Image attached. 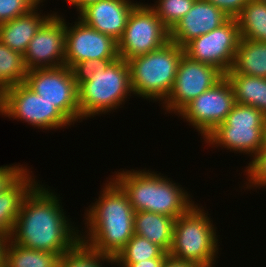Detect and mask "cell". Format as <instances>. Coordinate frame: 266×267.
<instances>
[{
  "label": "cell",
  "mask_w": 266,
  "mask_h": 267,
  "mask_svg": "<svg viewBox=\"0 0 266 267\" xmlns=\"http://www.w3.org/2000/svg\"><path fill=\"white\" fill-rule=\"evenodd\" d=\"M198 205L195 204L187 213L175 219L168 254L176 260L191 262L199 267H215L219 258V235H216L217 228L211 223L208 211L205 213L204 207Z\"/></svg>",
  "instance_id": "obj_5"
},
{
  "label": "cell",
  "mask_w": 266,
  "mask_h": 267,
  "mask_svg": "<svg viewBox=\"0 0 266 267\" xmlns=\"http://www.w3.org/2000/svg\"><path fill=\"white\" fill-rule=\"evenodd\" d=\"M40 5L41 3L23 16L0 24V41L11 50L24 55L37 30L52 15L51 12L42 14Z\"/></svg>",
  "instance_id": "obj_18"
},
{
  "label": "cell",
  "mask_w": 266,
  "mask_h": 267,
  "mask_svg": "<svg viewBox=\"0 0 266 267\" xmlns=\"http://www.w3.org/2000/svg\"><path fill=\"white\" fill-rule=\"evenodd\" d=\"M49 189L39 183L28 193L9 239L28 249L63 256L81 241L82 231L65 215L61 197Z\"/></svg>",
  "instance_id": "obj_1"
},
{
  "label": "cell",
  "mask_w": 266,
  "mask_h": 267,
  "mask_svg": "<svg viewBox=\"0 0 266 267\" xmlns=\"http://www.w3.org/2000/svg\"><path fill=\"white\" fill-rule=\"evenodd\" d=\"M264 117L265 114L253 106L235 103L225 121L204 139L205 144L252 155L253 159L262 149Z\"/></svg>",
  "instance_id": "obj_7"
},
{
  "label": "cell",
  "mask_w": 266,
  "mask_h": 267,
  "mask_svg": "<svg viewBox=\"0 0 266 267\" xmlns=\"http://www.w3.org/2000/svg\"><path fill=\"white\" fill-rule=\"evenodd\" d=\"M245 168L246 179L249 182L246 181L247 187L244 188L266 187V150H261Z\"/></svg>",
  "instance_id": "obj_29"
},
{
  "label": "cell",
  "mask_w": 266,
  "mask_h": 267,
  "mask_svg": "<svg viewBox=\"0 0 266 267\" xmlns=\"http://www.w3.org/2000/svg\"><path fill=\"white\" fill-rule=\"evenodd\" d=\"M8 241V237L0 235V267H5V249Z\"/></svg>",
  "instance_id": "obj_38"
},
{
  "label": "cell",
  "mask_w": 266,
  "mask_h": 267,
  "mask_svg": "<svg viewBox=\"0 0 266 267\" xmlns=\"http://www.w3.org/2000/svg\"><path fill=\"white\" fill-rule=\"evenodd\" d=\"M232 86L235 102L258 109L259 77L244 74L224 75Z\"/></svg>",
  "instance_id": "obj_27"
},
{
  "label": "cell",
  "mask_w": 266,
  "mask_h": 267,
  "mask_svg": "<svg viewBox=\"0 0 266 267\" xmlns=\"http://www.w3.org/2000/svg\"><path fill=\"white\" fill-rule=\"evenodd\" d=\"M60 254L28 249L10 239L5 249V267H58Z\"/></svg>",
  "instance_id": "obj_22"
},
{
  "label": "cell",
  "mask_w": 266,
  "mask_h": 267,
  "mask_svg": "<svg viewBox=\"0 0 266 267\" xmlns=\"http://www.w3.org/2000/svg\"><path fill=\"white\" fill-rule=\"evenodd\" d=\"M224 74L215 66L181 57L173 87L161 103L168 113L177 114L191 100L218 83ZM165 107V108H164Z\"/></svg>",
  "instance_id": "obj_13"
},
{
  "label": "cell",
  "mask_w": 266,
  "mask_h": 267,
  "mask_svg": "<svg viewBox=\"0 0 266 267\" xmlns=\"http://www.w3.org/2000/svg\"><path fill=\"white\" fill-rule=\"evenodd\" d=\"M38 4V0H0V24L27 14Z\"/></svg>",
  "instance_id": "obj_30"
},
{
  "label": "cell",
  "mask_w": 266,
  "mask_h": 267,
  "mask_svg": "<svg viewBox=\"0 0 266 267\" xmlns=\"http://www.w3.org/2000/svg\"><path fill=\"white\" fill-rule=\"evenodd\" d=\"M4 117L24 121L38 129L66 128L72 122L54 105L31 90L25 83L4 90Z\"/></svg>",
  "instance_id": "obj_9"
},
{
  "label": "cell",
  "mask_w": 266,
  "mask_h": 267,
  "mask_svg": "<svg viewBox=\"0 0 266 267\" xmlns=\"http://www.w3.org/2000/svg\"><path fill=\"white\" fill-rule=\"evenodd\" d=\"M226 74L266 78V42L241 38L233 66Z\"/></svg>",
  "instance_id": "obj_21"
},
{
  "label": "cell",
  "mask_w": 266,
  "mask_h": 267,
  "mask_svg": "<svg viewBox=\"0 0 266 267\" xmlns=\"http://www.w3.org/2000/svg\"><path fill=\"white\" fill-rule=\"evenodd\" d=\"M169 254L166 252L161 258H152L140 261L138 263H114V266L121 267H163Z\"/></svg>",
  "instance_id": "obj_34"
},
{
  "label": "cell",
  "mask_w": 266,
  "mask_h": 267,
  "mask_svg": "<svg viewBox=\"0 0 266 267\" xmlns=\"http://www.w3.org/2000/svg\"><path fill=\"white\" fill-rule=\"evenodd\" d=\"M44 1H45V0H38L39 3H42V2H44Z\"/></svg>",
  "instance_id": "obj_41"
},
{
  "label": "cell",
  "mask_w": 266,
  "mask_h": 267,
  "mask_svg": "<svg viewBox=\"0 0 266 267\" xmlns=\"http://www.w3.org/2000/svg\"><path fill=\"white\" fill-rule=\"evenodd\" d=\"M240 39L236 18H229L216 29L189 41L183 47L184 53L192 60L215 66L225 75L233 66Z\"/></svg>",
  "instance_id": "obj_12"
},
{
  "label": "cell",
  "mask_w": 266,
  "mask_h": 267,
  "mask_svg": "<svg viewBox=\"0 0 266 267\" xmlns=\"http://www.w3.org/2000/svg\"><path fill=\"white\" fill-rule=\"evenodd\" d=\"M112 177L127 195L135 212L149 211L177 219L195 205L190 193L180 187L182 185L161 173L144 169H123Z\"/></svg>",
  "instance_id": "obj_3"
},
{
  "label": "cell",
  "mask_w": 266,
  "mask_h": 267,
  "mask_svg": "<svg viewBox=\"0 0 266 267\" xmlns=\"http://www.w3.org/2000/svg\"><path fill=\"white\" fill-rule=\"evenodd\" d=\"M258 110L266 115V78L259 77Z\"/></svg>",
  "instance_id": "obj_35"
},
{
  "label": "cell",
  "mask_w": 266,
  "mask_h": 267,
  "mask_svg": "<svg viewBox=\"0 0 266 267\" xmlns=\"http://www.w3.org/2000/svg\"><path fill=\"white\" fill-rule=\"evenodd\" d=\"M163 267H199V266L191 262L176 260L168 256L163 264Z\"/></svg>",
  "instance_id": "obj_36"
},
{
  "label": "cell",
  "mask_w": 266,
  "mask_h": 267,
  "mask_svg": "<svg viewBox=\"0 0 266 267\" xmlns=\"http://www.w3.org/2000/svg\"><path fill=\"white\" fill-rule=\"evenodd\" d=\"M76 20L74 25L69 23L72 26L65 21V66L71 69L86 60L114 61L119 57L117 41Z\"/></svg>",
  "instance_id": "obj_14"
},
{
  "label": "cell",
  "mask_w": 266,
  "mask_h": 267,
  "mask_svg": "<svg viewBox=\"0 0 266 267\" xmlns=\"http://www.w3.org/2000/svg\"><path fill=\"white\" fill-rule=\"evenodd\" d=\"M28 169L26 166H0V194L9 189Z\"/></svg>",
  "instance_id": "obj_32"
},
{
  "label": "cell",
  "mask_w": 266,
  "mask_h": 267,
  "mask_svg": "<svg viewBox=\"0 0 266 267\" xmlns=\"http://www.w3.org/2000/svg\"><path fill=\"white\" fill-rule=\"evenodd\" d=\"M229 18L206 0H195L190 11L169 31L170 41L184 47L192 39L209 33Z\"/></svg>",
  "instance_id": "obj_16"
},
{
  "label": "cell",
  "mask_w": 266,
  "mask_h": 267,
  "mask_svg": "<svg viewBox=\"0 0 266 267\" xmlns=\"http://www.w3.org/2000/svg\"><path fill=\"white\" fill-rule=\"evenodd\" d=\"M109 180L98 199L86 209L87 230L80 233V239L99 254L114 259L134 235L135 211L123 190Z\"/></svg>",
  "instance_id": "obj_2"
},
{
  "label": "cell",
  "mask_w": 266,
  "mask_h": 267,
  "mask_svg": "<svg viewBox=\"0 0 266 267\" xmlns=\"http://www.w3.org/2000/svg\"><path fill=\"white\" fill-rule=\"evenodd\" d=\"M27 72L23 55L0 41V87L5 90L10 86L25 83Z\"/></svg>",
  "instance_id": "obj_24"
},
{
  "label": "cell",
  "mask_w": 266,
  "mask_h": 267,
  "mask_svg": "<svg viewBox=\"0 0 266 267\" xmlns=\"http://www.w3.org/2000/svg\"><path fill=\"white\" fill-rule=\"evenodd\" d=\"M4 112V90L0 87V115Z\"/></svg>",
  "instance_id": "obj_40"
},
{
  "label": "cell",
  "mask_w": 266,
  "mask_h": 267,
  "mask_svg": "<svg viewBox=\"0 0 266 267\" xmlns=\"http://www.w3.org/2000/svg\"><path fill=\"white\" fill-rule=\"evenodd\" d=\"M57 13L53 11L29 42L23 55L28 71L65 65V19Z\"/></svg>",
  "instance_id": "obj_15"
},
{
  "label": "cell",
  "mask_w": 266,
  "mask_h": 267,
  "mask_svg": "<svg viewBox=\"0 0 266 267\" xmlns=\"http://www.w3.org/2000/svg\"><path fill=\"white\" fill-rule=\"evenodd\" d=\"M235 97L231 84L224 76L212 88L191 100L176 115L184 118L195 128L203 140L232 111Z\"/></svg>",
  "instance_id": "obj_11"
},
{
  "label": "cell",
  "mask_w": 266,
  "mask_h": 267,
  "mask_svg": "<svg viewBox=\"0 0 266 267\" xmlns=\"http://www.w3.org/2000/svg\"><path fill=\"white\" fill-rule=\"evenodd\" d=\"M184 54L183 47L169 41L155 51L129 59L134 96L163 103L173 87Z\"/></svg>",
  "instance_id": "obj_4"
},
{
  "label": "cell",
  "mask_w": 266,
  "mask_h": 267,
  "mask_svg": "<svg viewBox=\"0 0 266 267\" xmlns=\"http://www.w3.org/2000/svg\"><path fill=\"white\" fill-rule=\"evenodd\" d=\"M134 95L128 62L118 57L78 86L80 122L116 110ZM107 112V113H106Z\"/></svg>",
  "instance_id": "obj_6"
},
{
  "label": "cell",
  "mask_w": 266,
  "mask_h": 267,
  "mask_svg": "<svg viewBox=\"0 0 266 267\" xmlns=\"http://www.w3.org/2000/svg\"><path fill=\"white\" fill-rule=\"evenodd\" d=\"M262 133H263V145L261 150H266V115L264 117L263 127H262Z\"/></svg>",
  "instance_id": "obj_39"
},
{
  "label": "cell",
  "mask_w": 266,
  "mask_h": 267,
  "mask_svg": "<svg viewBox=\"0 0 266 267\" xmlns=\"http://www.w3.org/2000/svg\"><path fill=\"white\" fill-rule=\"evenodd\" d=\"M236 20L241 38L266 42V3L250 0Z\"/></svg>",
  "instance_id": "obj_23"
},
{
  "label": "cell",
  "mask_w": 266,
  "mask_h": 267,
  "mask_svg": "<svg viewBox=\"0 0 266 267\" xmlns=\"http://www.w3.org/2000/svg\"><path fill=\"white\" fill-rule=\"evenodd\" d=\"M195 0H157L150 7L170 31L191 9Z\"/></svg>",
  "instance_id": "obj_28"
},
{
  "label": "cell",
  "mask_w": 266,
  "mask_h": 267,
  "mask_svg": "<svg viewBox=\"0 0 266 267\" xmlns=\"http://www.w3.org/2000/svg\"><path fill=\"white\" fill-rule=\"evenodd\" d=\"M112 61L105 60H86L83 62L76 63L72 68L75 82L77 86L81 83L91 80L94 73L97 71H102L106 66Z\"/></svg>",
  "instance_id": "obj_31"
},
{
  "label": "cell",
  "mask_w": 266,
  "mask_h": 267,
  "mask_svg": "<svg viewBox=\"0 0 266 267\" xmlns=\"http://www.w3.org/2000/svg\"><path fill=\"white\" fill-rule=\"evenodd\" d=\"M29 169L6 191L0 194V235L10 238L23 200L38 184Z\"/></svg>",
  "instance_id": "obj_19"
},
{
  "label": "cell",
  "mask_w": 266,
  "mask_h": 267,
  "mask_svg": "<svg viewBox=\"0 0 266 267\" xmlns=\"http://www.w3.org/2000/svg\"><path fill=\"white\" fill-rule=\"evenodd\" d=\"M65 1H67L68 4L71 3V5L77 9L76 11H78L79 14L87 6L102 0H65Z\"/></svg>",
  "instance_id": "obj_37"
},
{
  "label": "cell",
  "mask_w": 266,
  "mask_h": 267,
  "mask_svg": "<svg viewBox=\"0 0 266 267\" xmlns=\"http://www.w3.org/2000/svg\"><path fill=\"white\" fill-rule=\"evenodd\" d=\"M165 253L157 244L134 234L113 260L114 263H138L146 259L161 258Z\"/></svg>",
  "instance_id": "obj_25"
},
{
  "label": "cell",
  "mask_w": 266,
  "mask_h": 267,
  "mask_svg": "<svg viewBox=\"0 0 266 267\" xmlns=\"http://www.w3.org/2000/svg\"><path fill=\"white\" fill-rule=\"evenodd\" d=\"M104 262L114 264L113 258L99 254L80 241L60 258L58 267H104Z\"/></svg>",
  "instance_id": "obj_26"
},
{
  "label": "cell",
  "mask_w": 266,
  "mask_h": 267,
  "mask_svg": "<svg viewBox=\"0 0 266 267\" xmlns=\"http://www.w3.org/2000/svg\"><path fill=\"white\" fill-rule=\"evenodd\" d=\"M137 4L133 0H102L84 8L78 18L118 42L125 30L128 17Z\"/></svg>",
  "instance_id": "obj_17"
},
{
  "label": "cell",
  "mask_w": 266,
  "mask_h": 267,
  "mask_svg": "<svg viewBox=\"0 0 266 267\" xmlns=\"http://www.w3.org/2000/svg\"><path fill=\"white\" fill-rule=\"evenodd\" d=\"M174 224L175 219L170 216L149 211L134 214V234L157 244L167 253L172 245Z\"/></svg>",
  "instance_id": "obj_20"
},
{
  "label": "cell",
  "mask_w": 266,
  "mask_h": 267,
  "mask_svg": "<svg viewBox=\"0 0 266 267\" xmlns=\"http://www.w3.org/2000/svg\"><path fill=\"white\" fill-rule=\"evenodd\" d=\"M169 41V30L150 4L138 2L131 11L125 30L117 42L118 55L128 61L155 51Z\"/></svg>",
  "instance_id": "obj_8"
},
{
  "label": "cell",
  "mask_w": 266,
  "mask_h": 267,
  "mask_svg": "<svg viewBox=\"0 0 266 267\" xmlns=\"http://www.w3.org/2000/svg\"><path fill=\"white\" fill-rule=\"evenodd\" d=\"M25 84L41 98L54 105L73 124L80 121L78 86L68 66L29 70Z\"/></svg>",
  "instance_id": "obj_10"
},
{
  "label": "cell",
  "mask_w": 266,
  "mask_h": 267,
  "mask_svg": "<svg viewBox=\"0 0 266 267\" xmlns=\"http://www.w3.org/2000/svg\"><path fill=\"white\" fill-rule=\"evenodd\" d=\"M222 10L230 18H236L250 0H206Z\"/></svg>",
  "instance_id": "obj_33"
}]
</instances>
